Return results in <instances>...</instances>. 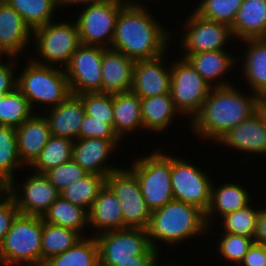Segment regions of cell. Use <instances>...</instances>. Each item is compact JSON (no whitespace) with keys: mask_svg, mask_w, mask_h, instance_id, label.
Here are the masks:
<instances>
[{"mask_svg":"<svg viewBox=\"0 0 266 266\" xmlns=\"http://www.w3.org/2000/svg\"><path fill=\"white\" fill-rule=\"evenodd\" d=\"M124 1L126 4L116 20L111 49L135 61L151 60L165 54L170 32L149 13L145 5L134 0Z\"/></svg>","mask_w":266,"mask_h":266,"instance_id":"6da1fadb","label":"cell"},{"mask_svg":"<svg viewBox=\"0 0 266 266\" xmlns=\"http://www.w3.org/2000/svg\"><path fill=\"white\" fill-rule=\"evenodd\" d=\"M260 97L229 85L212 87L199 112L191 118V127L199 136L217 141L229 129L251 117L258 110Z\"/></svg>","mask_w":266,"mask_h":266,"instance_id":"7a4b0ae2","label":"cell"},{"mask_svg":"<svg viewBox=\"0 0 266 266\" xmlns=\"http://www.w3.org/2000/svg\"><path fill=\"white\" fill-rule=\"evenodd\" d=\"M146 231L149 242L156 250L159 249L155 240L174 246L210 232L201 209L175 199L152 212Z\"/></svg>","mask_w":266,"mask_h":266,"instance_id":"3957f363","label":"cell"},{"mask_svg":"<svg viewBox=\"0 0 266 266\" xmlns=\"http://www.w3.org/2000/svg\"><path fill=\"white\" fill-rule=\"evenodd\" d=\"M42 216L19 213L0 248V265L41 266Z\"/></svg>","mask_w":266,"mask_h":266,"instance_id":"277c9868","label":"cell"},{"mask_svg":"<svg viewBox=\"0 0 266 266\" xmlns=\"http://www.w3.org/2000/svg\"><path fill=\"white\" fill-rule=\"evenodd\" d=\"M28 61L26 68L17 76V88L28 99L32 110H36L34 106L37 103L57 106L71 94L64 69Z\"/></svg>","mask_w":266,"mask_h":266,"instance_id":"5b68a950","label":"cell"},{"mask_svg":"<svg viewBox=\"0 0 266 266\" xmlns=\"http://www.w3.org/2000/svg\"><path fill=\"white\" fill-rule=\"evenodd\" d=\"M133 162L129 169L138 178L142 196L151 212L174 199L171 187V155L158 150Z\"/></svg>","mask_w":266,"mask_h":266,"instance_id":"8992f818","label":"cell"},{"mask_svg":"<svg viewBox=\"0 0 266 266\" xmlns=\"http://www.w3.org/2000/svg\"><path fill=\"white\" fill-rule=\"evenodd\" d=\"M32 37L37 43L38 55L46 62L31 59L39 65L55 66L61 63L64 68L72 54L82 45L76 21L49 22L32 30Z\"/></svg>","mask_w":266,"mask_h":266,"instance_id":"52a82bcc","label":"cell"},{"mask_svg":"<svg viewBox=\"0 0 266 266\" xmlns=\"http://www.w3.org/2000/svg\"><path fill=\"white\" fill-rule=\"evenodd\" d=\"M99 248V262L115 266L120 261L136 260V255H159L149 242L146 229L125 228L95 235Z\"/></svg>","mask_w":266,"mask_h":266,"instance_id":"ba28073f","label":"cell"},{"mask_svg":"<svg viewBox=\"0 0 266 266\" xmlns=\"http://www.w3.org/2000/svg\"><path fill=\"white\" fill-rule=\"evenodd\" d=\"M106 185L121 203L122 229H146L152 212L148 208L136 175L120 168L106 177Z\"/></svg>","mask_w":266,"mask_h":266,"instance_id":"9c48e42d","label":"cell"},{"mask_svg":"<svg viewBox=\"0 0 266 266\" xmlns=\"http://www.w3.org/2000/svg\"><path fill=\"white\" fill-rule=\"evenodd\" d=\"M212 86L186 58L171 64L170 93L176 110L193 118L206 100Z\"/></svg>","mask_w":266,"mask_h":266,"instance_id":"30bf717a","label":"cell"},{"mask_svg":"<svg viewBox=\"0 0 266 266\" xmlns=\"http://www.w3.org/2000/svg\"><path fill=\"white\" fill-rule=\"evenodd\" d=\"M125 4V1L85 4L76 21L81 43L111 48L116 20Z\"/></svg>","mask_w":266,"mask_h":266,"instance_id":"8fae6325","label":"cell"},{"mask_svg":"<svg viewBox=\"0 0 266 266\" xmlns=\"http://www.w3.org/2000/svg\"><path fill=\"white\" fill-rule=\"evenodd\" d=\"M171 187L175 200L194 205L204 213L207 211L212 181L200 168L172 156Z\"/></svg>","mask_w":266,"mask_h":266,"instance_id":"7c38bea8","label":"cell"},{"mask_svg":"<svg viewBox=\"0 0 266 266\" xmlns=\"http://www.w3.org/2000/svg\"><path fill=\"white\" fill-rule=\"evenodd\" d=\"M107 48L81 45L64 67L72 94L102 92V57Z\"/></svg>","mask_w":266,"mask_h":266,"instance_id":"4fadbf2b","label":"cell"},{"mask_svg":"<svg viewBox=\"0 0 266 266\" xmlns=\"http://www.w3.org/2000/svg\"><path fill=\"white\" fill-rule=\"evenodd\" d=\"M184 23L186 31L180 41V47L185 50L182 58L195 53L225 50L227 41L233 37L230 26L203 18L195 11Z\"/></svg>","mask_w":266,"mask_h":266,"instance_id":"5bb4252c","label":"cell"},{"mask_svg":"<svg viewBox=\"0 0 266 266\" xmlns=\"http://www.w3.org/2000/svg\"><path fill=\"white\" fill-rule=\"evenodd\" d=\"M21 186L24 192L22 194L16 192L14 181L8 183V194L13 198L21 214L43 216L60 196L44 174L34 172Z\"/></svg>","mask_w":266,"mask_h":266,"instance_id":"9a60e30c","label":"cell"},{"mask_svg":"<svg viewBox=\"0 0 266 266\" xmlns=\"http://www.w3.org/2000/svg\"><path fill=\"white\" fill-rule=\"evenodd\" d=\"M164 56L135 62L131 91L140 98L170 93L171 65L166 69Z\"/></svg>","mask_w":266,"mask_h":266,"instance_id":"2e32d148","label":"cell"},{"mask_svg":"<svg viewBox=\"0 0 266 266\" xmlns=\"http://www.w3.org/2000/svg\"><path fill=\"white\" fill-rule=\"evenodd\" d=\"M121 140H107L101 138H80L74 141L72 159L88 174L107 177L118 167H111L106 160L119 145ZM106 164V166H105Z\"/></svg>","mask_w":266,"mask_h":266,"instance_id":"e0dca14e","label":"cell"},{"mask_svg":"<svg viewBox=\"0 0 266 266\" xmlns=\"http://www.w3.org/2000/svg\"><path fill=\"white\" fill-rule=\"evenodd\" d=\"M216 142L245 153L266 154V126L262 115L258 111L255 112L229 129Z\"/></svg>","mask_w":266,"mask_h":266,"instance_id":"ac0fdd59","label":"cell"},{"mask_svg":"<svg viewBox=\"0 0 266 266\" xmlns=\"http://www.w3.org/2000/svg\"><path fill=\"white\" fill-rule=\"evenodd\" d=\"M46 118L52 136L80 139V128L85 116V108L79 95L70 94L57 106L50 107ZM46 115V116H45Z\"/></svg>","mask_w":266,"mask_h":266,"instance_id":"d6986e66","label":"cell"},{"mask_svg":"<svg viewBox=\"0 0 266 266\" xmlns=\"http://www.w3.org/2000/svg\"><path fill=\"white\" fill-rule=\"evenodd\" d=\"M16 134L18 154L23 166H31L35 162L52 136L46 118L37 112L16 128Z\"/></svg>","mask_w":266,"mask_h":266,"instance_id":"ffe728a7","label":"cell"},{"mask_svg":"<svg viewBox=\"0 0 266 266\" xmlns=\"http://www.w3.org/2000/svg\"><path fill=\"white\" fill-rule=\"evenodd\" d=\"M135 62L125 54L107 48L102 57V93L131 91Z\"/></svg>","mask_w":266,"mask_h":266,"instance_id":"44dd1931","label":"cell"},{"mask_svg":"<svg viewBox=\"0 0 266 266\" xmlns=\"http://www.w3.org/2000/svg\"><path fill=\"white\" fill-rule=\"evenodd\" d=\"M32 38L31 28L5 0H0V42L14 57L26 49Z\"/></svg>","mask_w":266,"mask_h":266,"instance_id":"7402d4cb","label":"cell"},{"mask_svg":"<svg viewBox=\"0 0 266 266\" xmlns=\"http://www.w3.org/2000/svg\"><path fill=\"white\" fill-rule=\"evenodd\" d=\"M240 41L266 37V0H243L231 26Z\"/></svg>","mask_w":266,"mask_h":266,"instance_id":"603a6c76","label":"cell"},{"mask_svg":"<svg viewBox=\"0 0 266 266\" xmlns=\"http://www.w3.org/2000/svg\"><path fill=\"white\" fill-rule=\"evenodd\" d=\"M120 205L116 195L105 184L88 211V225L97 229L94 236L105 231L122 230Z\"/></svg>","mask_w":266,"mask_h":266,"instance_id":"cb8c5ba5","label":"cell"},{"mask_svg":"<svg viewBox=\"0 0 266 266\" xmlns=\"http://www.w3.org/2000/svg\"><path fill=\"white\" fill-rule=\"evenodd\" d=\"M226 51L227 50L195 53L188 55L186 59L212 87H225L229 86L231 82L222 81L221 78L224 77L226 72L233 68L236 62V58Z\"/></svg>","mask_w":266,"mask_h":266,"instance_id":"d4e9b609","label":"cell"},{"mask_svg":"<svg viewBox=\"0 0 266 266\" xmlns=\"http://www.w3.org/2000/svg\"><path fill=\"white\" fill-rule=\"evenodd\" d=\"M250 198L249 192L240 184L225 183L215 188L212 183L210 205L205 212L208 228L210 229L215 214H219L220 218V216L223 217L228 213L244 208L250 204Z\"/></svg>","mask_w":266,"mask_h":266,"instance_id":"484cf974","label":"cell"},{"mask_svg":"<svg viewBox=\"0 0 266 266\" xmlns=\"http://www.w3.org/2000/svg\"><path fill=\"white\" fill-rule=\"evenodd\" d=\"M248 44L242 72L253 94L259 97L266 92V39H245Z\"/></svg>","mask_w":266,"mask_h":266,"instance_id":"4316f807","label":"cell"},{"mask_svg":"<svg viewBox=\"0 0 266 266\" xmlns=\"http://www.w3.org/2000/svg\"><path fill=\"white\" fill-rule=\"evenodd\" d=\"M113 114V129L120 139L138 128H144L140 97L132 91L113 94Z\"/></svg>","mask_w":266,"mask_h":266,"instance_id":"83f0119b","label":"cell"},{"mask_svg":"<svg viewBox=\"0 0 266 266\" xmlns=\"http://www.w3.org/2000/svg\"><path fill=\"white\" fill-rule=\"evenodd\" d=\"M141 115L145 129L163 131L171 124L176 110L171 93H164L149 98H140Z\"/></svg>","mask_w":266,"mask_h":266,"instance_id":"f1b7e54d","label":"cell"},{"mask_svg":"<svg viewBox=\"0 0 266 266\" xmlns=\"http://www.w3.org/2000/svg\"><path fill=\"white\" fill-rule=\"evenodd\" d=\"M43 221L55 226L73 229L82 235L88 225V212L62 196L49 207L42 216Z\"/></svg>","mask_w":266,"mask_h":266,"instance_id":"f546056e","label":"cell"},{"mask_svg":"<svg viewBox=\"0 0 266 266\" xmlns=\"http://www.w3.org/2000/svg\"><path fill=\"white\" fill-rule=\"evenodd\" d=\"M99 262V248L94 235L82 238L61 254L46 260L43 266H95Z\"/></svg>","mask_w":266,"mask_h":266,"instance_id":"4dcf8cb0","label":"cell"},{"mask_svg":"<svg viewBox=\"0 0 266 266\" xmlns=\"http://www.w3.org/2000/svg\"><path fill=\"white\" fill-rule=\"evenodd\" d=\"M83 238L79 232L43 221L41 266L52 256L65 252Z\"/></svg>","mask_w":266,"mask_h":266,"instance_id":"1f68e13d","label":"cell"},{"mask_svg":"<svg viewBox=\"0 0 266 266\" xmlns=\"http://www.w3.org/2000/svg\"><path fill=\"white\" fill-rule=\"evenodd\" d=\"M22 17L31 28L36 29L49 22H53V14L62 4L58 0H5Z\"/></svg>","mask_w":266,"mask_h":266,"instance_id":"d6a6232c","label":"cell"},{"mask_svg":"<svg viewBox=\"0 0 266 266\" xmlns=\"http://www.w3.org/2000/svg\"><path fill=\"white\" fill-rule=\"evenodd\" d=\"M73 146L72 139L51 136L31 168L35 173L44 174L49 169L68 162L72 159Z\"/></svg>","mask_w":266,"mask_h":266,"instance_id":"836d02e7","label":"cell"},{"mask_svg":"<svg viewBox=\"0 0 266 266\" xmlns=\"http://www.w3.org/2000/svg\"><path fill=\"white\" fill-rule=\"evenodd\" d=\"M105 184V176L87 174L63 190L60 196L88 212Z\"/></svg>","mask_w":266,"mask_h":266,"instance_id":"e575fe53","label":"cell"},{"mask_svg":"<svg viewBox=\"0 0 266 266\" xmlns=\"http://www.w3.org/2000/svg\"><path fill=\"white\" fill-rule=\"evenodd\" d=\"M20 166L16 128L0 125V179L7 184L15 181L14 172Z\"/></svg>","mask_w":266,"mask_h":266,"instance_id":"d590c367","label":"cell"},{"mask_svg":"<svg viewBox=\"0 0 266 266\" xmlns=\"http://www.w3.org/2000/svg\"><path fill=\"white\" fill-rule=\"evenodd\" d=\"M35 111L32 110L28 99L15 88L0 101V125L17 128L29 119Z\"/></svg>","mask_w":266,"mask_h":266,"instance_id":"8d00e7d4","label":"cell"},{"mask_svg":"<svg viewBox=\"0 0 266 266\" xmlns=\"http://www.w3.org/2000/svg\"><path fill=\"white\" fill-rule=\"evenodd\" d=\"M243 0H201L195 12L208 20L232 26Z\"/></svg>","mask_w":266,"mask_h":266,"instance_id":"74e56055","label":"cell"},{"mask_svg":"<svg viewBox=\"0 0 266 266\" xmlns=\"http://www.w3.org/2000/svg\"><path fill=\"white\" fill-rule=\"evenodd\" d=\"M259 212L260 209L254 210L249 204L220 217L223 220L221 226L224 228V233L244 235L254 239Z\"/></svg>","mask_w":266,"mask_h":266,"instance_id":"f35d334b","label":"cell"},{"mask_svg":"<svg viewBox=\"0 0 266 266\" xmlns=\"http://www.w3.org/2000/svg\"><path fill=\"white\" fill-rule=\"evenodd\" d=\"M85 108V114L98 120H105V123L113 127V94L94 92L79 95Z\"/></svg>","mask_w":266,"mask_h":266,"instance_id":"ab89813d","label":"cell"},{"mask_svg":"<svg viewBox=\"0 0 266 266\" xmlns=\"http://www.w3.org/2000/svg\"><path fill=\"white\" fill-rule=\"evenodd\" d=\"M87 174L73 159L51 168L44 173L59 193Z\"/></svg>","mask_w":266,"mask_h":266,"instance_id":"60d3db41","label":"cell"},{"mask_svg":"<svg viewBox=\"0 0 266 266\" xmlns=\"http://www.w3.org/2000/svg\"><path fill=\"white\" fill-rule=\"evenodd\" d=\"M253 243L254 239L248 236L225 233L217 245L220 255L240 265Z\"/></svg>","mask_w":266,"mask_h":266,"instance_id":"b9f144b4","label":"cell"},{"mask_svg":"<svg viewBox=\"0 0 266 266\" xmlns=\"http://www.w3.org/2000/svg\"><path fill=\"white\" fill-rule=\"evenodd\" d=\"M80 138H101L107 140H120L113 127L85 114L80 128Z\"/></svg>","mask_w":266,"mask_h":266,"instance_id":"7bdbcfd3","label":"cell"},{"mask_svg":"<svg viewBox=\"0 0 266 266\" xmlns=\"http://www.w3.org/2000/svg\"><path fill=\"white\" fill-rule=\"evenodd\" d=\"M19 213L13 198L7 193L0 200V248L5 235L10 230L14 219Z\"/></svg>","mask_w":266,"mask_h":266,"instance_id":"ee69618b","label":"cell"},{"mask_svg":"<svg viewBox=\"0 0 266 266\" xmlns=\"http://www.w3.org/2000/svg\"><path fill=\"white\" fill-rule=\"evenodd\" d=\"M14 62V63H13ZM0 65V94H7L17 88L15 61ZM15 75V76H14Z\"/></svg>","mask_w":266,"mask_h":266,"instance_id":"f6af8a7d","label":"cell"},{"mask_svg":"<svg viewBox=\"0 0 266 266\" xmlns=\"http://www.w3.org/2000/svg\"><path fill=\"white\" fill-rule=\"evenodd\" d=\"M244 266H266V246L253 243L240 263Z\"/></svg>","mask_w":266,"mask_h":266,"instance_id":"bcb514c9","label":"cell"},{"mask_svg":"<svg viewBox=\"0 0 266 266\" xmlns=\"http://www.w3.org/2000/svg\"><path fill=\"white\" fill-rule=\"evenodd\" d=\"M159 255H136V260L120 261L115 266H158Z\"/></svg>","mask_w":266,"mask_h":266,"instance_id":"7dc6e473","label":"cell"},{"mask_svg":"<svg viewBox=\"0 0 266 266\" xmlns=\"http://www.w3.org/2000/svg\"><path fill=\"white\" fill-rule=\"evenodd\" d=\"M254 243L266 246V208L260 209Z\"/></svg>","mask_w":266,"mask_h":266,"instance_id":"c3c4849f","label":"cell"},{"mask_svg":"<svg viewBox=\"0 0 266 266\" xmlns=\"http://www.w3.org/2000/svg\"><path fill=\"white\" fill-rule=\"evenodd\" d=\"M113 1H124V0H64L63 5L64 6H69V5H76V4H80V5H84V4H88V3H107V2H113Z\"/></svg>","mask_w":266,"mask_h":266,"instance_id":"681fc988","label":"cell"},{"mask_svg":"<svg viewBox=\"0 0 266 266\" xmlns=\"http://www.w3.org/2000/svg\"><path fill=\"white\" fill-rule=\"evenodd\" d=\"M8 193V184L0 179V200Z\"/></svg>","mask_w":266,"mask_h":266,"instance_id":"f907efd6","label":"cell"},{"mask_svg":"<svg viewBox=\"0 0 266 266\" xmlns=\"http://www.w3.org/2000/svg\"><path fill=\"white\" fill-rule=\"evenodd\" d=\"M261 115L262 118L265 122V126H266V107L260 102L258 105V110H257Z\"/></svg>","mask_w":266,"mask_h":266,"instance_id":"816d5d0a","label":"cell"},{"mask_svg":"<svg viewBox=\"0 0 266 266\" xmlns=\"http://www.w3.org/2000/svg\"><path fill=\"white\" fill-rule=\"evenodd\" d=\"M5 55V57L7 56V58L9 59H13V58H16L14 56H12L6 49H0V58L2 55ZM3 64L2 62H0V65Z\"/></svg>","mask_w":266,"mask_h":266,"instance_id":"f5cc1de1","label":"cell"},{"mask_svg":"<svg viewBox=\"0 0 266 266\" xmlns=\"http://www.w3.org/2000/svg\"><path fill=\"white\" fill-rule=\"evenodd\" d=\"M260 102L266 107V92L260 96Z\"/></svg>","mask_w":266,"mask_h":266,"instance_id":"db71d44e","label":"cell"},{"mask_svg":"<svg viewBox=\"0 0 266 266\" xmlns=\"http://www.w3.org/2000/svg\"><path fill=\"white\" fill-rule=\"evenodd\" d=\"M5 96V94H0V101L2 100V98Z\"/></svg>","mask_w":266,"mask_h":266,"instance_id":"11a10c76","label":"cell"},{"mask_svg":"<svg viewBox=\"0 0 266 266\" xmlns=\"http://www.w3.org/2000/svg\"><path fill=\"white\" fill-rule=\"evenodd\" d=\"M95 266H104L100 262H98Z\"/></svg>","mask_w":266,"mask_h":266,"instance_id":"9f6ffc18","label":"cell"},{"mask_svg":"<svg viewBox=\"0 0 266 266\" xmlns=\"http://www.w3.org/2000/svg\"><path fill=\"white\" fill-rule=\"evenodd\" d=\"M61 4H62V6H63V3H64V0H58Z\"/></svg>","mask_w":266,"mask_h":266,"instance_id":"6f0895ef","label":"cell"},{"mask_svg":"<svg viewBox=\"0 0 266 266\" xmlns=\"http://www.w3.org/2000/svg\"><path fill=\"white\" fill-rule=\"evenodd\" d=\"M0 49H5V48L3 47V45L1 44V42H0Z\"/></svg>","mask_w":266,"mask_h":266,"instance_id":"680465c9","label":"cell"}]
</instances>
